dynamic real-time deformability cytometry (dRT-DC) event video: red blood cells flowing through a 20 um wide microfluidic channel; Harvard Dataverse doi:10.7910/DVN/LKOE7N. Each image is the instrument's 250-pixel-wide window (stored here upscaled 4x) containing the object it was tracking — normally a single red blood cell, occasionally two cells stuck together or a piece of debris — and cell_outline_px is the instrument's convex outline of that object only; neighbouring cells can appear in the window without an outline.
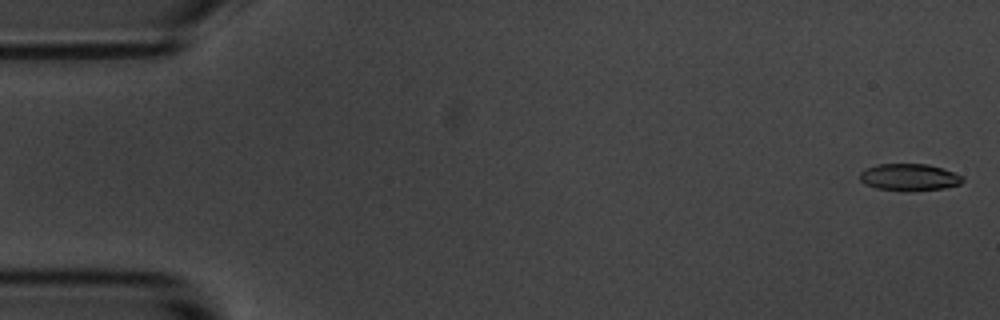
{"species": "common noctule bat (a hibernating species)", "species_latin": "Nyctalus noctula", "temperature_condition": "room temperature", "stored_images_in_passage": 51, "camera_frame_rate_fps": 3000, "um_per_image_px": 0.085, "animal": {"sex": "male", "body_mass_g": 20.1, "forearm_length_mm": 53.5}, "frame": {"image": 1, "passage_image": 1, "time_ms": 0.0, "image_size_px": [1000, 320], "cell_outline_px": [[964, 180], [960, 184], [944, 188], [908, 192], [876, 188], [864, 184], [860, 180], [860, 172], [864, 168], [876, 164], [928, 164], [964, 176]], "centroid_in_image_um": [77.26, 15.07], "position_along_channel_um": 7.7, "area_um2": 16.36}}
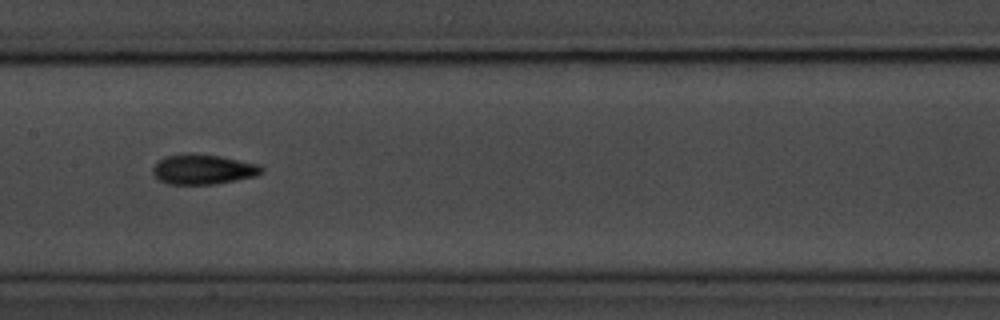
{"frame": {"image": 2, "passage_image": 27, "time_ms": 8.667, "image_size_px": [1000, 320], "cell_outline_px": [[264, 172], [256, 176], [216, 184], [168, 184], [160, 180], [152, 172], [152, 168], [164, 156], [216, 156], [256, 164], [264, 168]], "centroid_in_image_um": [17.29, 14.45], "position_along_channel_um": 190.1, "area_um2": 18.09}}
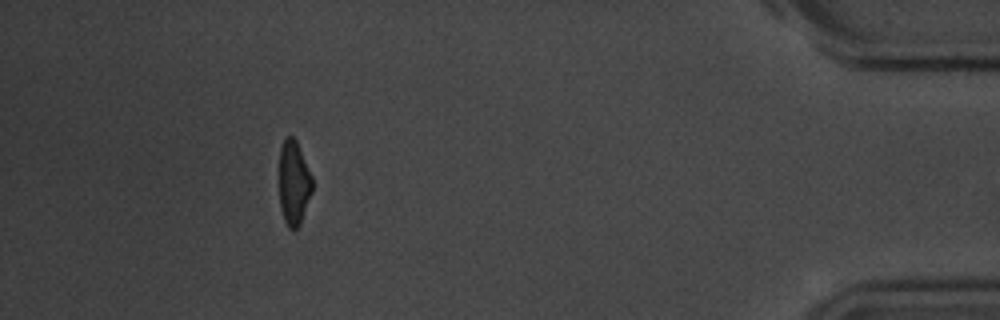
{"frame": {"image": 3, "passage_image": 50, "time_ms": 16.333, "image_size_px": [1000, 320], "cell_outline_px": [[312, 192], [300, 224], [296, 228], [288, 228], [284, 220], [280, 208], [280, 148], [284, 140], [288, 136], [292, 136], [296, 140], [312, 176]], "centroid_in_image_um": [24.97, 15.55], "position_along_channel_um": 410.2, "area_um2": 16.07}}